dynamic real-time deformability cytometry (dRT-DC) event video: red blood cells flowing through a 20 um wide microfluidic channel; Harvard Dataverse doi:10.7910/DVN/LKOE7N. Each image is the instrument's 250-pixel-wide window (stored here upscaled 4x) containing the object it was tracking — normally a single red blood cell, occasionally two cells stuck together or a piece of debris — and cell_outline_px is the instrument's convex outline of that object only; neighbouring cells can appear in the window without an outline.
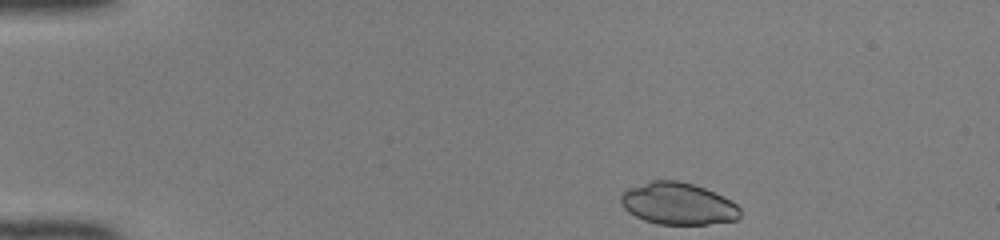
{"species": "common noctule bat (a hibernating species)", "species_latin": "Nyctalus noctula", "temperature_condition": "room temperature", "stored_images_in_passage": 42, "camera_frame_rate_fps": 3000, "um_per_image_px": 0.085, "animal": {"sex": "female", "body_mass_g": 22.0, "forearm_length_mm": 56.7}, "frame": {"image": 1, "passage_image": 1, "time_ms": 0.0, "image_size_px": [1000, 240], "cell_outline_px": [[740, 216], [736, 220], [708, 224], [656, 224], [644, 220], [628, 212], [620, 204], [620, 196], [628, 188], [652, 180], [676, 180], [692, 184], [704, 188], [724, 196], [736, 204], [740, 208]], "centroid_in_image_um": [57.62, 17.31], "position_along_channel_um": 27.4, "area_um2": 29.19}}